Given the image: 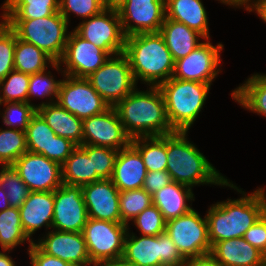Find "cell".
Here are the masks:
<instances>
[{
  "label": "cell",
  "instance_id": "b9f144b4",
  "mask_svg": "<svg viewBox=\"0 0 266 266\" xmlns=\"http://www.w3.org/2000/svg\"><path fill=\"white\" fill-rule=\"evenodd\" d=\"M16 34L14 30L1 19L0 21V81L14 70V52Z\"/></svg>",
  "mask_w": 266,
  "mask_h": 266
},
{
  "label": "cell",
  "instance_id": "c3c4849f",
  "mask_svg": "<svg viewBox=\"0 0 266 266\" xmlns=\"http://www.w3.org/2000/svg\"><path fill=\"white\" fill-rule=\"evenodd\" d=\"M182 266H221L210 254L187 258Z\"/></svg>",
  "mask_w": 266,
  "mask_h": 266
},
{
  "label": "cell",
  "instance_id": "e0dca14e",
  "mask_svg": "<svg viewBox=\"0 0 266 266\" xmlns=\"http://www.w3.org/2000/svg\"><path fill=\"white\" fill-rule=\"evenodd\" d=\"M12 166L30 191H54L63 184L61 165L42 154L27 151Z\"/></svg>",
  "mask_w": 266,
  "mask_h": 266
},
{
  "label": "cell",
  "instance_id": "f5cc1de1",
  "mask_svg": "<svg viewBox=\"0 0 266 266\" xmlns=\"http://www.w3.org/2000/svg\"><path fill=\"white\" fill-rule=\"evenodd\" d=\"M11 250L0 251V266H16V262L9 255Z\"/></svg>",
  "mask_w": 266,
  "mask_h": 266
},
{
  "label": "cell",
  "instance_id": "277c9868",
  "mask_svg": "<svg viewBox=\"0 0 266 266\" xmlns=\"http://www.w3.org/2000/svg\"><path fill=\"white\" fill-rule=\"evenodd\" d=\"M124 54L137 84L140 80L148 86H159L173 76L175 62L159 32L127 36Z\"/></svg>",
  "mask_w": 266,
  "mask_h": 266
},
{
  "label": "cell",
  "instance_id": "ffe728a7",
  "mask_svg": "<svg viewBox=\"0 0 266 266\" xmlns=\"http://www.w3.org/2000/svg\"><path fill=\"white\" fill-rule=\"evenodd\" d=\"M35 243L51 256L62 259L72 266H94L90 259L82 232L52 229Z\"/></svg>",
  "mask_w": 266,
  "mask_h": 266
},
{
  "label": "cell",
  "instance_id": "603a6c76",
  "mask_svg": "<svg viewBox=\"0 0 266 266\" xmlns=\"http://www.w3.org/2000/svg\"><path fill=\"white\" fill-rule=\"evenodd\" d=\"M146 174L141 154L130 144L118 151L110 179L119 191L137 190L143 188Z\"/></svg>",
  "mask_w": 266,
  "mask_h": 266
},
{
  "label": "cell",
  "instance_id": "ab89813d",
  "mask_svg": "<svg viewBox=\"0 0 266 266\" xmlns=\"http://www.w3.org/2000/svg\"><path fill=\"white\" fill-rule=\"evenodd\" d=\"M1 105L5 108L0 111L3 125L25 132L36 108L27 102H1Z\"/></svg>",
  "mask_w": 266,
  "mask_h": 266
},
{
  "label": "cell",
  "instance_id": "681fc988",
  "mask_svg": "<svg viewBox=\"0 0 266 266\" xmlns=\"http://www.w3.org/2000/svg\"><path fill=\"white\" fill-rule=\"evenodd\" d=\"M219 1L220 3L224 4V5H228V6H232V7H236V8H244L246 11H249L256 0H216Z\"/></svg>",
  "mask_w": 266,
  "mask_h": 266
},
{
  "label": "cell",
  "instance_id": "83f0119b",
  "mask_svg": "<svg viewBox=\"0 0 266 266\" xmlns=\"http://www.w3.org/2000/svg\"><path fill=\"white\" fill-rule=\"evenodd\" d=\"M159 33L163 36L174 62L186 57L202 43L201 40L205 39L200 33L185 24L168 18H165Z\"/></svg>",
  "mask_w": 266,
  "mask_h": 266
},
{
  "label": "cell",
  "instance_id": "d6986e66",
  "mask_svg": "<svg viewBox=\"0 0 266 266\" xmlns=\"http://www.w3.org/2000/svg\"><path fill=\"white\" fill-rule=\"evenodd\" d=\"M25 134L28 151L42 154L60 165L77 147L70 139L57 136L37 112L31 117Z\"/></svg>",
  "mask_w": 266,
  "mask_h": 266
},
{
  "label": "cell",
  "instance_id": "d590c367",
  "mask_svg": "<svg viewBox=\"0 0 266 266\" xmlns=\"http://www.w3.org/2000/svg\"><path fill=\"white\" fill-rule=\"evenodd\" d=\"M27 151L24 131L0 128V166L13 165Z\"/></svg>",
  "mask_w": 266,
  "mask_h": 266
},
{
  "label": "cell",
  "instance_id": "9f6ffc18",
  "mask_svg": "<svg viewBox=\"0 0 266 266\" xmlns=\"http://www.w3.org/2000/svg\"><path fill=\"white\" fill-rule=\"evenodd\" d=\"M261 266H266V255H264V259Z\"/></svg>",
  "mask_w": 266,
  "mask_h": 266
},
{
  "label": "cell",
  "instance_id": "11a10c76",
  "mask_svg": "<svg viewBox=\"0 0 266 266\" xmlns=\"http://www.w3.org/2000/svg\"><path fill=\"white\" fill-rule=\"evenodd\" d=\"M105 266H137V265L128 263L124 259L120 258L118 260L106 264Z\"/></svg>",
  "mask_w": 266,
  "mask_h": 266
},
{
  "label": "cell",
  "instance_id": "ac0fdd59",
  "mask_svg": "<svg viewBox=\"0 0 266 266\" xmlns=\"http://www.w3.org/2000/svg\"><path fill=\"white\" fill-rule=\"evenodd\" d=\"M118 14L126 37L156 33L166 18L165 0H127Z\"/></svg>",
  "mask_w": 266,
  "mask_h": 266
},
{
  "label": "cell",
  "instance_id": "f6af8a7d",
  "mask_svg": "<svg viewBox=\"0 0 266 266\" xmlns=\"http://www.w3.org/2000/svg\"><path fill=\"white\" fill-rule=\"evenodd\" d=\"M243 238L266 255V212L244 233Z\"/></svg>",
  "mask_w": 266,
  "mask_h": 266
},
{
  "label": "cell",
  "instance_id": "7a4b0ae2",
  "mask_svg": "<svg viewBox=\"0 0 266 266\" xmlns=\"http://www.w3.org/2000/svg\"><path fill=\"white\" fill-rule=\"evenodd\" d=\"M114 108L132 139L175 132L169 123L164 98L158 86H147V90L143 91L136 87Z\"/></svg>",
  "mask_w": 266,
  "mask_h": 266
},
{
  "label": "cell",
  "instance_id": "484cf974",
  "mask_svg": "<svg viewBox=\"0 0 266 266\" xmlns=\"http://www.w3.org/2000/svg\"><path fill=\"white\" fill-rule=\"evenodd\" d=\"M166 18L183 23L210 39L208 14L202 0H165Z\"/></svg>",
  "mask_w": 266,
  "mask_h": 266
},
{
  "label": "cell",
  "instance_id": "5bb4252c",
  "mask_svg": "<svg viewBox=\"0 0 266 266\" xmlns=\"http://www.w3.org/2000/svg\"><path fill=\"white\" fill-rule=\"evenodd\" d=\"M57 103L81 120L98 115L110 106L92 87L87 78L62 75Z\"/></svg>",
  "mask_w": 266,
  "mask_h": 266
},
{
  "label": "cell",
  "instance_id": "7bdbcfd3",
  "mask_svg": "<svg viewBox=\"0 0 266 266\" xmlns=\"http://www.w3.org/2000/svg\"><path fill=\"white\" fill-rule=\"evenodd\" d=\"M104 10L102 0H59V12L70 25V15L85 20Z\"/></svg>",
  "mask_w": 266,
  "mask_h": 266
},
{
  "label": "cell",
  "instance_id": "74e56055",
  "mask_svg": "<svg viewBox=\"0 0 266 266\" xmlns=\"http://www.w3.org/2000/svg\"><path fill=\"white\" fill-rule=\"evenodd\" d=\"M152 204V195L143 188L120 191L119 207L121 223H125L130 227V221Z\"/></svg>",
  "mask_w": 266,
  "mask_h": 266
},
{
  "label": "cell",
  "instance_id": "7c38bea8",
  "mask_svg": "<svg viewBox=\"0 0 266 266\" xmlns=\"http://www.w3.org/2000/svg\"><path fill=\"white\" fill-rule=\"evenodd\" d=\"M210 39L197 46L186 57L174 63L173 78L212 84L221 73V51L224 44L213 45Z\"/></svg>",
  "mask_w": 266,
  "mask_h": 266
},
{
  "label": "cell",
  "instance_id": "4316f807",
  "mask_svg": "<svg viewBox=\"0 0 266 266\" xmlns=\"http://www.w3.org/2000/svg\"><path fill=\"white\" fill-rule=\"evenodd\" d=\"M36 112L57 136L70 139L77 146L82 145L83 120L71 114L57 102L39 106Z\"/></svg>",
  "mask_w": 266,
  "mask_h": 266
},
{
  "label": "cell",
  "instance_id": "816d5d0a",
  "mask_svg": "<svg viewBox=\"0 0 266 266\" xmlns=\"http://www.w3.org/2000/svg\"><path fill=\"white\" fill-rule=\"evenodd\" d=\"M105 10L118 11L127 0H102Z\"/></svg>",
  "mask_w": 266,
  "mask_h": 266
},
{
  "label": "cell",
  "instance_id": "db71d44e",
  "mask_svg": "<svg viewBox=\"0 0 266 266\" xmlns=\"http://www.w3.org/2000/svg\"><path fill=\"white\" fill-rule=\"evenodd\" d=\"M9 202L6 192L0 187V212L9 208Z\"/></svg>",
  "mask_w": 266,
  "mask_h": 266
},
{
  "label": "cell",
  "instance_id": "44dd1931",
  "mask_svg": "<svg viewBox=\"0 0 266 266\" xmlns=\"http://www.w3.org/2000/svg\"><path fill=\"white\" fill-rule=\"evenodd\" d=\"M82 193L89 218L121 223L120 191L111 179H100L84 185Z\"/></svg>",
  "mask_w": 266,
  "mask_h": 266
},
{
  "label": "cell",
  "instance_id": "52a82bcc",
  "mask_svg": "<svg viewBox=\"0 0 266 266\" xmlns=\"http://www.w3.org/2000/svg\"><path fill=\"white\" fill-rule=\"evenodd\" d=\"M122 259L137 266H182L186 260L166 232L137 236L129 229Z\"/></svg>",
  "mask_w": 266,
  "mask_h": 266
},
{
  "label": "cell",
  "instance_id": "1f68e13d",
  "mask_svg": "<svg viewBox=\"0 0 266 266\" xmlns=\"http://www.w3.org/2000/svg\"><path fill=\"white\" fill-rule=\"evenodd\" d=\"M54 63L55 61L41 49L16 35L14 70L31 75L47 70L54 66Z\"/></svg>",
  "mask_w": 266,
  "mask_h": 266
},
{
  "label": "cell",
  "instance_id": "8992f818",
  "mask_svg": "<svg viewBox=\"0 0 266 266\" xmlns=\"http://www.w3.org/2000/svg\"><path fill=\"white\" fill-rule=\"evenodd\" d=\"M15 32L17 37L35 45L56 63L65 51L69 30V23L56 12L53 15L36 19H2Z\"/></svg>",
  "mask_w": 266,
  "mask_h": 266
},
{
  "label": "cell",
  "instance_id": "4dcf8cb0",
  "mask_svg": "<svg viewBox=\"0 0 266 266\" xmlns=\"http://www.w3.org/2000/svg\"><path fill=\"white\" fill-rule=\"evenodd\" d=\"M1 19H36L59 12V0H4Z\"/></svg>",
  "mask_w": 266,
  "mask_h": 266
},
{
  "label": "cell",
  "instance_id": "836d02e7",
  "mask_svg": "<svg viewBox=\"0 0 266 266\" xmlns=\"http://www.w3.org/2000/svg\"><path fill=\"white\" fill-rule=\"evenodd\" d=\"M34 243L24 233L19 208L9 207L0 212V247L1 250H14L19 245Z\"/></svg>",
  "mask_w": 266,
  "mask_h": 266
},
{
  "label": "cell",
  "instance_id": "ee69618b",
  "mask_svg": "<svg viewBox=\"0 0 266 266\" xmlns=\"http://www.w3.org/2000/svg\"><path fill=\"white\" fill-rule=\"evenodd\" d=\"M131 221L140 232V235L158 236L165 232L166 221L159 209L153 204Z\"/></svg>",
  "mask_w": 266,
  "mask_h": 266
},
{
  "label": "cell",
  "instance_id": "f546056e",
  "mask_svg": "<svg viewBox=\"0 0 266 266\" xmlns=\"http://www.w3.org/2000/svg\"><path fill=\"white\" fill-rule=\"evenodd\" d=\"M62 181L67 185L84 186L101 178L93 170L92 156H88L79 146L61 165Z\"/></svg>",
  "mask_w": 266,
  "mask_h": 266
},
{
  "label": "cell",
  "instance_id": "7402d4cb",
  "mask_svg": "<svg viewBox=\"0 0 266 266\" xmlns=\"http://www.w3.org/2000/svg\"><path fill=\"white\" fill-rule=\"evenodd\" d=\"M19 210L23 231L32 242H35L33 234L38 229H52L54 191H31Z\"/></svg>",
  "mask_w": 266,
  "mask_h": 266
},
{
  "label": "cell",
  "instance_id": "cb8c5ba5",
  "mask_svg": "<svg viewBox=\"0 0 266 266\" xmlns=\"http://www.w3.org/2000/svg\"><path fill=\"white\" fill-rule=\"evenodd\" d=\"M210 254L221 266H261L264 259V254L243 237L214 243Z\"/></svg>",
  "mask_w": 266,
  "mask_h": 266
},
{
  "label": "cell",
  "instance_id": "2e32d148",
  "mask_svg": "<svg viewBox=\"0 0 266 266\" xmlns=\"http://www.w3.org/2000/svg\"><path fill=\"white\" fill-rule=\"evenodd\" d=\"M88 218L81 186L63 183L54 190L53 229L82 232Z\"/></svg>",
  "mask_w": 266,
  "mask_h": 266
},
{
  "label": "cell",
  "instance_id": "f35d334b",
  "mask_svg": "<svg viewBox=\"0 0 266 266\" xmlns=\"http://www.w3.org/2000/svg\"><path fill=\"white\" fill-rule=\"evenodd\" d=\"M30 74L12 70L0 81V102H27Z\"/></svg>",
  "mask_w": 266,
  "mask_h": 266
},
{
  "label": "cell",
  "instance_id": "f1b7e54d",
  "mask_svg": "<svg viewBox=\"0 0 266 266\" xmlns=\"http://www.w3.org/2000/svg\"><path fill=\"white\" fill-rule=\"evenodd\" d=\"M245 110L266 117V74L254 73L231 93Z\"/></svg>",
  "mask_w": 266,
  "mask_h": 266
},
{
  "label": "cell",
  "instance_id": "6da1fadb",
  "mask_svg": "<svg viewBox=\"0 0 266 266\" xmlns=\"http://www.w3.org/2000/svg\"><path fill=\"white\" fill-rule=\"evenodd\" d=\"M224 186L234 189L242 194V197L233 200L228 198L209 206L205 215L211 245L243 237L244 233L266 212L264 187H259L248 194L229 180Z\"/></svg>",
  "mask_w": 266,
  "mask_h": 266
},
{
  "label": "cell",
  "instance_id": "8fae6325",
  "mask_svg": "<svg viewBox=\"0 0 266 266\" xmlns=\"http://www.w3.org/2000/svg\"><path fill=\"white\" fill-rule=\"evenodd\" d=\"M109 57L110 55L106 51L83 39L72 29L68 35L61 60L58 63L55 62L51 68L61 75L87 78L101 67Z\"/></svg>",
  "mask_w": 266,
  "mask_h": 266
},
{
  "label": "cell",
  "instance_id": "bcb514c9",
  "mask_svg": "<svg viewBox=\"0 0 266 266\" xmlns=\"http://www.w3.org/2000/svg\"><path fill=\"white\" fill-rule=\"evenodd\" d=\"M30 266H72L60 258L46 254L35 242L28 248Z\"/></svg>",
  "mask_w": 266,
  "mask_h": 266
},
{
  "label": "cell",
  "instance_id": "d6a6232c",
  "mask_svg": "<svg viewBox=\"0 0 266 266\" xmlns=\"http://www.w3.org/2000/svg\"><path fill=\"white\" fill-rule=\"evenodd\" d=\"M131 144L141 154L147 172L166 170L167 135L136 137Z\"/></svg>",
  "mask_w": 266,
  "mask_h": 266
},
{
  "label": "cell",
  "instance_id": "9a60e30c",
  "mask_svg": "<svg viewBox=\"0 0 266 266\" xmlns=\"http://www.w3.org/2000/svg\"><path fill=\"white\" fill-rule=\"evenodd\" d=\"M82 128V144L108 147L118 151L131 144L132 138L126 133L114 107L84 119Z\"/></svg>",
  "mask_w": 266,
  "mask_h": 266
},
{
  "label": "cell",
  "instance_id": "d4e9b609",
  "mask_svg": "<svg viewBox=\"0 0 266 266\" xmlns=\"http://www.w3.org/2000/svg\"><path fill=\"white\" fill-rule=\"evenodd\" d=\"M194 196L191 187L172 181L152 195V202L167 222L191 211L187 202L195 201Z\"/></svg>",
  "mask_w": 266,
  "mask_h": 266
},
{
  "label": "cell",
  "instance_id": "8d00e7d4",
  "mask_svg": "<svg viewBox=\"0 0 266 266\" xmlns=\"http://www.w3.org/2000/svg\"><path fill=\"white\" fill-rule=\"evenodd\" d=\"M0 168V187L6 192L10 207L20 208L31 191L12 165Z\"/></svg>",
  "mask_w": 266,
  "mask_h": 266
},
{
  "label": "cell",
  "instance_id": "f907efd6",
  "mask_svg": "<svg viewBox=\"0 0 266 266\" xmlns=\"http://www.w3.org/2000/svg\"><path fill=\"white\" fill-rule=\"evenodd\" d=\"M248 12H255L257 16L266 23V0H256Z\"/></svg>",
  "mask_w": 266,
  "mask_h": 266
},
{
  "label": "cell",
  "instance_id": "30bf717a",
  "mask_svg": "<svg viewBox=\"0 0 266 266\" xmlns=\"http://www.w3.org/2000/svg\"><path fill=\"white\" fill-rule=\"evenodd\" d=\"M203 217L192 209L166 222L165 232L185 259L208 254L211 251L208 221L206 215Z\"/></svg>",
  "mask_w": 266,
  "mask_h": 266
},
{
  "label": "cell",
  "instance_id": "3957f363",
  "mask_svg": "<svg viewBox=\"0 0 266 266\" xmlns=\"http://www.w3.org/2000/svg\"><path fill=\"white\" fill-rule=\"evenodd\" d=\"M188 131L167 134L166 171L172 181L193 189L200 185L223 186L229 180L188 140Z\"/></svg>",
  "mask_w": 266,
  "mask_h": 266
},
{
  "label": "cell",
  "instance_id": "7dc6e473",
  "mask_svg": "<svg viewBox=\"0 0 266 266\" xmlns=\"http://www.w3.org/2000/svg\"><path fill=\"white\" fill-rule=\"evenodd\" d=\"M170 182H172V178L166 170L147 172L143 189L153 195Z\"/></svg>",
  "mask_w": 266,
  "mask_h": 266
},
{
  "label": "cell",
  "instance_id": "e575fe53",
  "mask_svg": "<svg viewBox=\"0 0 266 266\" xmlns=\"http://www.w3.org/2000/svg\"><path fill=\"white\" fill-rule=\"evenodd\" d=\"M54 77L55 76L51 74L49 69L39 73L31 74L28 87L27 103L33 105L37 109L39 106L57 102L61 79L55 80ZM31 98H46V102L42 101L40 104L36 105L31 102Z\"/></svg>",
  "mask_w": 266,
  "mask_h": 266
},
{
  "label": "cell",
  "instance_id": "ba28073f",
  "mask_svg": "<svg viewBox=\"0 0 266 266\" xmlns=\"http://www.w3.org/2000/svg\"><path fill=\"white\" fill-rule=\"evenodd\" d=\"M127 224L88 218L82 231L91 263L94 266L122 258Z\"/></svg>",
  "mask_w": 266,
  "mask_h": 266
},
{
  "label": "cell",
  "instance_id": "5b68a950",
  "mask_svg": "<svg viewBox=\"0 0 266 266\" xmlns=\"http://www.w3.org/2000/svg\"><path fill=\"white\" fill-rule=\"evenodd\" d=\"M211 85L171 77L158 86L164 98L169 123L175 131L189 132L203 110Z\"/></svg>",
  "mask_w": 266,
  "mask_h": 266
},
{
  "label": "cell",
  "instance_id": "60d3db41",
  "mask_svg": "<svg viewBox=\"0 0 266 266\" xmlns=\"http://www.w3.org/2000/svg\"><path fill=\"white\" fill-rule=\"evenodd\" d=\"M88 156H92L93 170L101 179H110L115 166L118 150L108 147L82 144L79 146Z\"/></svg>",
  "mask_w": 266,
  "mask_h": 266
},
{
  "label": "cell",
  "instance_id": "9c48e42d",
  "mask_svg": "<svg viewBox=\"0 0 266 266\" xmlns=\"http://www.w3.org/2000/svg\"><path fill=\"white\" fill-rule=\"evenodd\" d=\"M87 79L110 107H114L138 87L124 53L110 56Z\"/></svg>",
  "mask_w": 266,
  "mask_h": 266
},
{
  "label": "cell",
  "instance_id": "4fadbf2b",
  "mask_svg": "<svg viewBox=\"0 0 266 266\" xmlns=\"http://www.w3.org/2000/svg\"><path fill=\"white\" fill-rule=\"evenodd\" d=\"M73 30L110 56L124 53L126 36L118 11L104 9L99 14L81 21Z\"/></svg>",
  "mask_w": 266,
  "mask_h": 266
}]
</instances>
